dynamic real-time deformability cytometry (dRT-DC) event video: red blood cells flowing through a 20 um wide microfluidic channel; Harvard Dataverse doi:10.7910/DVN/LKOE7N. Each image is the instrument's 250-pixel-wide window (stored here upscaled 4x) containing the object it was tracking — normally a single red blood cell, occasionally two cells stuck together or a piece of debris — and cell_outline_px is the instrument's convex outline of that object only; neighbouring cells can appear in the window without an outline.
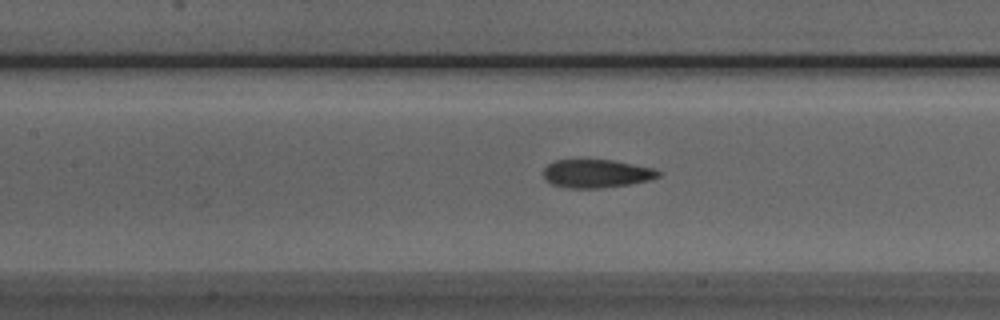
{"species": "Egyptian fruit bat (a non-hibernating species)", "species_latin": "Rousettus aegyptiacus", "temperature_condition": "room temperature", "stored_images_in_passage": 38, "camera_frame_rate_fps": 3000, "um_per_image_px": 0.085, "animal": {"sex": "male"}, "frame": {"image": 1, "passage_image": 17, "time_ms": 5.333, "image_size_px": [1000, 320], "cell_outline_px": [[660, 176], [648, 180], [628, 184], [600, 188], [564, 188], [552, 184], [544, 176], [544, 168], [548, 164], [556, 160], [612, 160], [652, 168], [660, 172]], "centroid_in_image_um": [50.67, 14.76], "position_along_channel_um": 156.7, "area_um2": 18.67}}
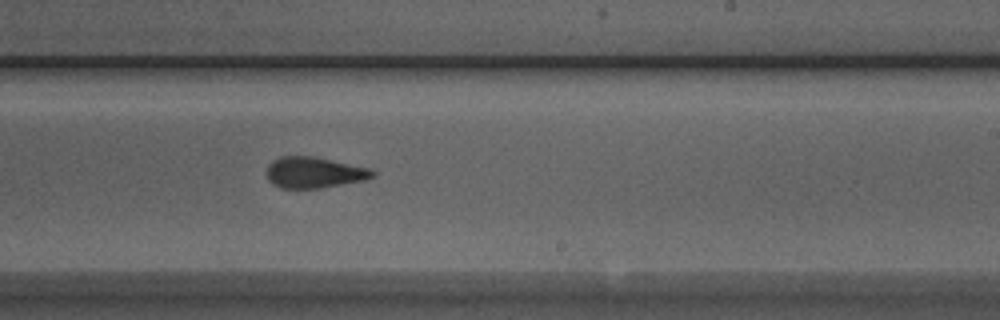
{"frame": {"image": 2, "passage_image": 25, "time_ms": 8.0, "image_size_px": [1000, 320], "cell_outline_px": [[376, 176], [364, 180], [320, 188], [280, 188], [272, 184], [268, 180], [268, 164], [272, 160], [280, 156], [312, 156], [372, 168], [376, 172]], "centroid_in_image_um": [26.72, 14.66], "position_along_channel_um": 262.3, "area_um2": 19.25}}
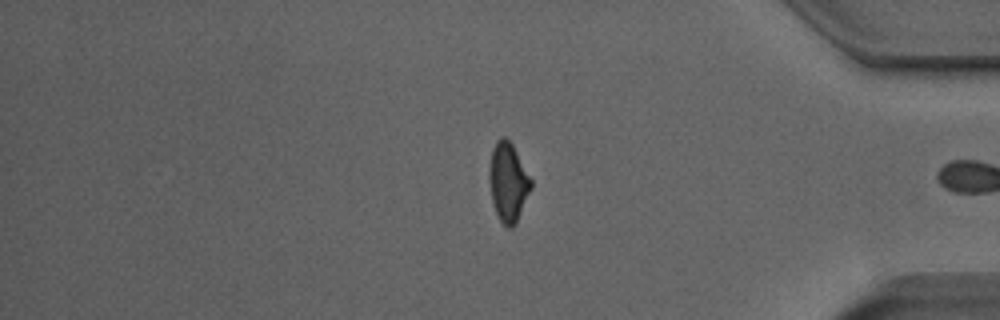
{"frame": {"image": 3, "passage_image": 37, "time_ms": 12.0, "image_size_px": [1000, 320], "cell_outline_px": [[532, 188], [516, 224], [512, 228], [508, 228], [500, 220], [492, 204], [488, 180], [488, 172], [492, 148], [496, 140], [500, 136], [504, 136], [512, 144], [532, 180]], "centroid_in_image_um": [43.17, 15.48], "position_along_channel_um": 392.0, "area_um2": 19.48}, "authors_computed_cell_mechanics": {"area_um2": 19.941, "velocity_mm_per_s": 3.9831, "shape_relaxation_time_tau1_ms": 9.619, "shape_relaxation_time_tau2_ms": 1.6842, "deformation_change_tau1": 0.206, "deformation_change_tau2": 0.0915}}